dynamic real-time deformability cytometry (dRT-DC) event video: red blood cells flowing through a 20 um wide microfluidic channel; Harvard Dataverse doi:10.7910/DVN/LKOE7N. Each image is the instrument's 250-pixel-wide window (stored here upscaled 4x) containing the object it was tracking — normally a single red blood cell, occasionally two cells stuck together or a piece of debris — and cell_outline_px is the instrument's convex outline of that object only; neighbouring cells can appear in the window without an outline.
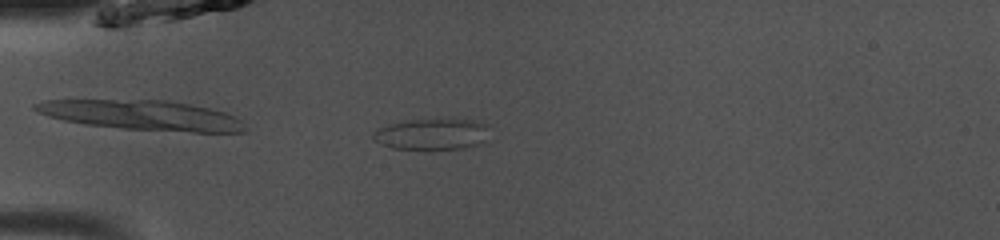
{"species": "common noctule bat (a hibernating species)", "species_latin": "Nyctalus noctula", "temperature_condition": "room temperature", "stored_images_in_passage": 37, "camera_frame_rate_fps": 3000, "um_per_image_px": 0.085, "animal": {"sex": "male", "body_mass_g": 13.0, "forearm_length_mm": 53.1}, "frame": {"image": 1, "passage_image": 2, "time_ms": 0.333, "image_size_px": [1000, 240], "cell_outline_px": [[492, 124], [484, 144], [460, 148], [392, 148], [380, 144], [372, 136], [372, 132], [388, 124], [408, 120], [440, 116], [452, 116], [476, 120]], "centroid_in_image_um": [36.85, 11.32], "position_along_channel_um": 48.1, "area_um2": 22.2}}
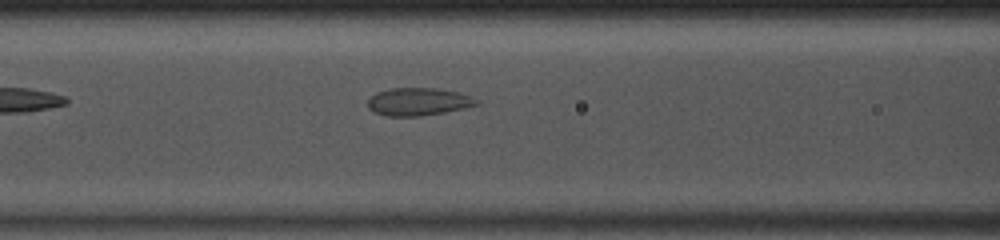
{"frame": {"image": 2, "passage_image": 9, "time_ms": 2.667, "image_size_px": [1000, 240], "cell_outline_px": [[480, 104], [464, 108], [444, 112], [420, 116], [388, 116], [376, 112], [368, 108], [368, 100], [376, 92], [388, 88], [436, 88], [460, 92], [472, 96], [480, 100]], "centroid_in_image_um": [35.6, 8.63], "position_along_channel_um": 131.0, "area_um2": 17.69}}
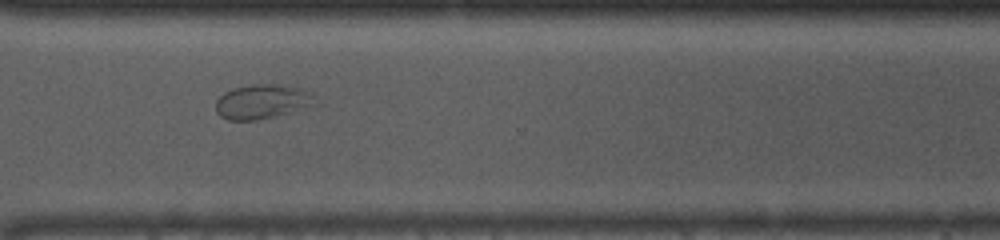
{"frame": {"image": 3, "passage_image": 25, "time_ms": 8.0, "image_size_px": [1000, 240], "cell_outline_px": [[316, 104], [288, 112], [272, 116], [252, 120], [228, 120], [220, 116], [216, 112], [216, 100], [224, 92], [232, 88], [252, 84], [272, 84], [296, 88], [304, 92]], "centroid_in_image_um": [22.13, 8.64], "position_along_channel_um": 348.5, "area_um2": 19.07}}